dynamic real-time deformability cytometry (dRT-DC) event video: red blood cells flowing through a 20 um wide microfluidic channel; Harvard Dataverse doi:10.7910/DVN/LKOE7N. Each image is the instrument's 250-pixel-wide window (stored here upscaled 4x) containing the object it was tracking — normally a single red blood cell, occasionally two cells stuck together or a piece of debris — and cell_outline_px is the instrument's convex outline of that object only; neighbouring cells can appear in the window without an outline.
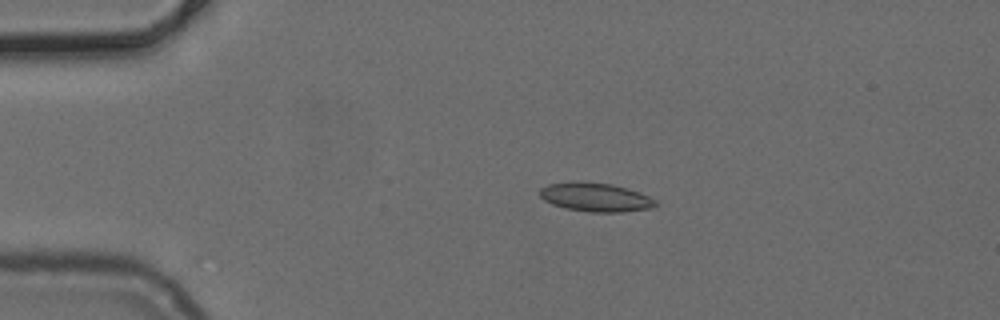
{"species": "common noctule bat (a hibernating species)", "species_latin": "Nyctalus noctula", "temperature_condition": "cold", "stored_images_in_passage": 8, "camera_frame_rate_fps": 3000, "um_per_image_px": 0.085, "animal": {"sex": "female", "body_mass_g": 24.6, "forearm_length_mm": 56.2}, "frame": {"image": 1, "passage_image": 1, "time_ms": 0.0, "image_size_px": [1000, 320], "cell_outline_px": [[656, 208], [624, 212], [592, 212], [564, 208], [552, 204], [544, 200], [540, 196], [540, 188], [548, 184], [572, 180], [580, 180], [612, 184], [640, 192], [656, 200]], "centroid_in_image_um": [50.62, 16.75], "position_along_channel_um": 34.4, "area_um2": 19.83}}
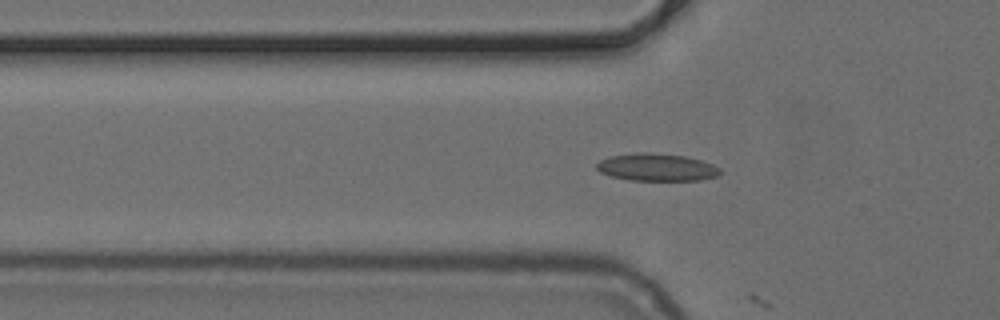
{"frame": {"image": 2, "passage_image": 7, "time_ms": 2.0, "image_size_px": [1000, 320], "cell_outline_px": [[724, 172], [720, 176], [700, 180], [628, 180], [608, 176], [600, 172], [596, 168], [596, 164], [600, 160], [608, 156], [640, 152], [652, 152], [684, 156], [700, 160], [712, 164], [720, 168]], "centroid_in_image_um": [55.82, 14.22], "position_along_channel_um": 70.0, "area_um2": 20.06}}